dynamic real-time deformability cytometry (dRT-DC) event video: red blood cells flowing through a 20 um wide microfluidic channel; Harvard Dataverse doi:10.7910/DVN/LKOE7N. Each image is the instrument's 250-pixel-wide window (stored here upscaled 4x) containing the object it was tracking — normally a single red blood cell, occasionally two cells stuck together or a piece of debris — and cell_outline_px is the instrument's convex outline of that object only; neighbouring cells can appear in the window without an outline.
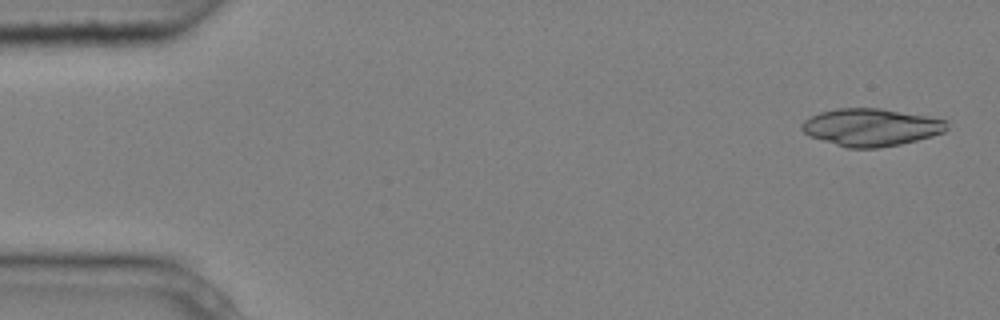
{"species": "common noctule bat (a hibernating species)", "species_latin": "Nyctalus noctula", "temperature_condition": "cold", "stored_images_in_passage": 6, "camera_frame_rate_fps": 3000, "um_per_image_px": 0.085, "animal": {"sex": "male", "body_mass_g": 20.4}, "frame": {"image": 1, "passage_image": 1, "time_ms": 0.0, "image_size_px": [1000, 320], "cell_outline_px": [[948, 128], [944, 132], [932, 136], [900, 144], [876, 148], [848, 148], [808, 136], [800, 128], [800, 124], [804, 120], [820, 112], [836, 108], [880, 108], [928, 116], [948, 120]], "centroid_in_image_um": [74.04, 10.81], "position_along_channel_um": 11.0, "area_um2": 31.79}}